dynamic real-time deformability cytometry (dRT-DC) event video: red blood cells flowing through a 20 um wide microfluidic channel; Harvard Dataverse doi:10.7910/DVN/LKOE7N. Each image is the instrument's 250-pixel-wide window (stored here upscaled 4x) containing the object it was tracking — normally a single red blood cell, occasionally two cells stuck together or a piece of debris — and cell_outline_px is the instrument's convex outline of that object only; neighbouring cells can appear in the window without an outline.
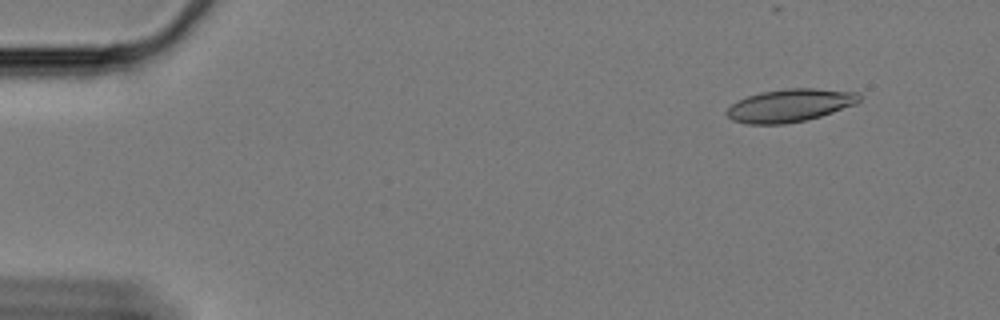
{"species": "Egyptian fruit bat (a non-hibernating species)", "species_latin": "Rousettus aegyptiacus", "temperature_condition": "cold", "stored_images_in_passage": 46, "camera_frame_rate_fps": 3000, "um_per_image_px": 0.085, "animal": {"sex": "female"}, "frame": {"image": 1, "passage_image": 1, "time_ms": 0.0, "image_size_px": [1000, 320], "cell_outline_px": [[860, 100], [856, 104], [820, 116], [804, 120], [784, 124], [748, 124], [732, 120], [724, 112], [732, 104], [748, 96], [760, 92], [788, 88], [816, 88], [856, 92], [860, 96]], "centroid_in_image_um": [67.13, 8.96], "position_along_channel_um": 17.9, "area_um2": 25.2}}
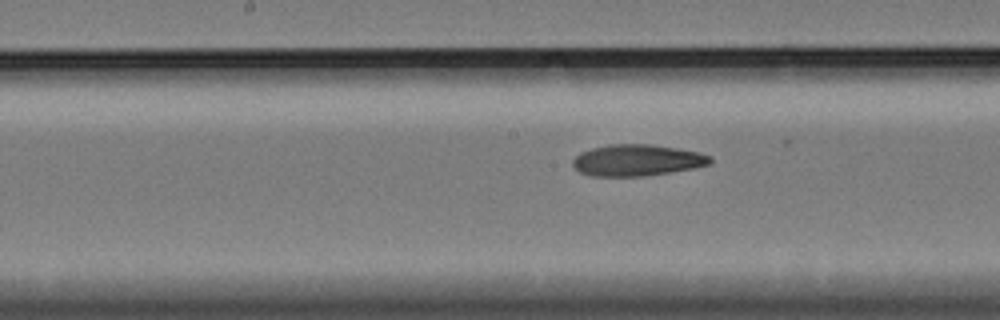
{"frame": {"image": 2, "passage_image": 26, "time_ms": 8.333, "image_size_px": [1000, 320], "cell_outline_px": [[712, 164], [696, 168], [644, 176], [592, 176], [580, 172], [572, 164], [572, 160], [580, 152], [592, 148], [612, 144], [652, 144], [700, 152], [712, 156]], "centroid_in_image_um": [54.19, 13.62], "position_along_channel_um": 194.0, "area_um2": 25.32}}
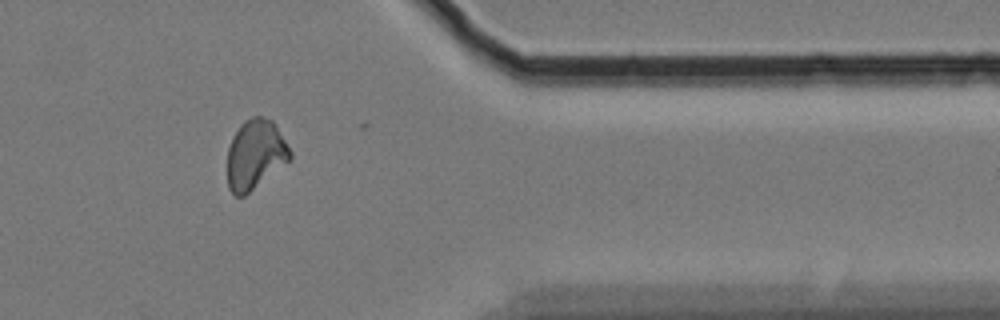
{"frame": {"image": 3, "passage_image": 45, "time_ms": 14.667, "image_size_px": [1000, 320], "cell_outline_px": [[292, 156], [288, 160], [244, 196], [236, 196], [228, 188], [228, 148], [232, 136], [240, 124], [244, 120], [252, 116], [260, 116], [272, 120], [276, 124], [292, 152]], "centroid_in_image_um": [21.68, 13.09], "position_along_channel_um": 389.7, "area_um2": 25.2}}